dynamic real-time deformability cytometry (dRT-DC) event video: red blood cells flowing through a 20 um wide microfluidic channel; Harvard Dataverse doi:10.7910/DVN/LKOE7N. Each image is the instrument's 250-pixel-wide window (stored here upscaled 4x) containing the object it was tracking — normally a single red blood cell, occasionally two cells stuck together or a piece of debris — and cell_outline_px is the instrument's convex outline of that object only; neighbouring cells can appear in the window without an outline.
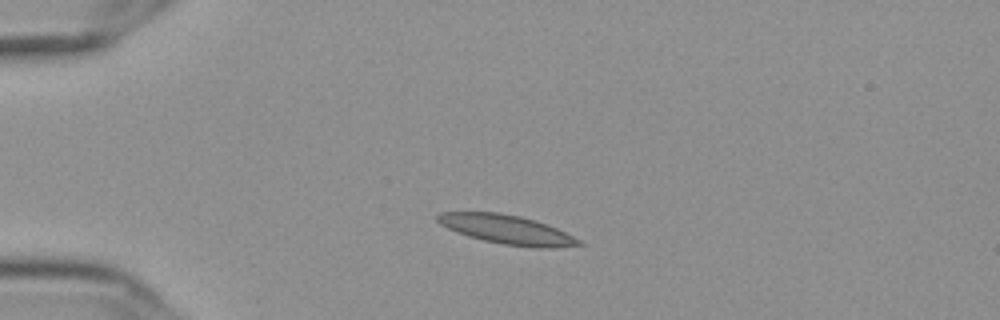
{"species": "Egyptian fruit bat (a non-hibernating species)", "species_latin": "Rousettus aegyptiacus", "temperature_condition": "cold", "stored_images_in_passage": 44, "camera_frame_rate_fps": 3000, "um_per_image_px": 0.085, "frame": {"image": 1, "passage_image": 1, "time_ms": 0.0, "image_size_px": [1000, 320], "cell_outline_px": [[584, 244], [552, 248], [540, 248], [504, 244], [484, 240], [468, 236], [456, 232], [440, 224], [436, 220], [436, 216], [440, 212], [500, 212], [520, 216], [556, 228], [580, 240]], "centroid_in_image_um": [43.04, 19.5], "position_along_channel_um": 42.0, "area_um2": 23.58}}
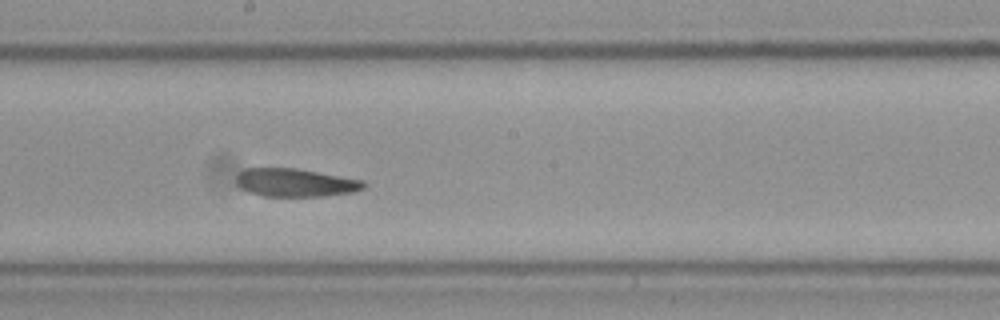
{"frame": {"image": 2, "passage_image": 19, "time_ms": 6.0, "image_size_px": [1000, 320], "cell_outline_px": [[368, 184], [364, 188], [352, 192], [324, 196], [264, 196], [248, 192], [240, 188], [236, 184], [236, 176], [244, 168], [296, 168], [364, 180]], "centroid_in_image_um": [25.1, 15.52], "position_along_channel_um": 223.1, "area_um2": 21.04}}
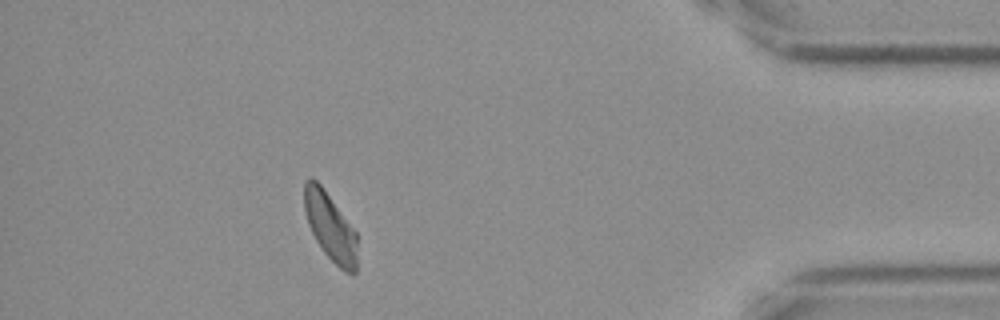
{"frame": {"image": 3, "passage_image": 38, "time_ms": 12.333, "image_size_px": [1000, 320], "cell_outline_px": [[356, 272], [352, 276], [344, 272], [324, 252], [316, 240], [308, 224], [304, 208], [304, 184], [312, 176], [320, 184], [356, 232]], "centroid_in_image_um": [28.06, 19.3], "position_along_channel_um": 407.1, "area_um2": 20.58}, "authors_computed_cell_mechanics": {"area_um2": 21.7906, "velocity_mm_per_s": 3.5898, "shape_relaxation_time_tau1_ms": 10.4692, "shape_relaxation_time_tau2_ms": 5.5319, "deformation_change_tau1": 0.2112, "deformation_change_tau2": 0.1162}}